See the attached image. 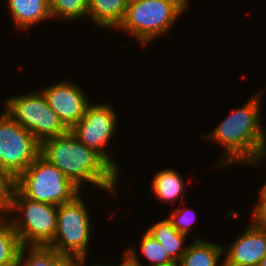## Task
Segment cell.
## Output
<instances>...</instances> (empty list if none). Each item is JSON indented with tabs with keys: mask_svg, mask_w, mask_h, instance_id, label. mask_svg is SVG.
<instances>
[{
	"mask_svg": "<svg viewBox=\"0 0 266 266\" xmlns=\"http://www.w3.org/2000/svg\"><path fill=\"white\" fill-rule=\"evenodd\" d=\"M86 258H82V259H80V266H84L85 265V263L87 262V259L85 260ZM94 266H106V265H99V264H93ZM92 265V266H93ZM110 266V265H109Z\"/></svg>",
	"mask_w": 266,
	"mask_h": 266,
	"instance_id": "484cf974",
	"label": "cell"
},
{
	"mask_svg": "<svg viewBox=\"0 0 266 266\" xmlns=\"http://www.w3.org/2000/svg\"><path fill=\"white\" fill-rule=\"evenodd\" d=\"M25 252H29L27 256ZM16 266H80V259L62 256L49 247L23 246Z\"/></svg>",
	"mask_w": 266,
	"mask_h": 266,
	"instance_id": "9a60e30c",
	"label": "cell"
},
{
	"mask_svg": "<svg viewBox=\"0 0 266 266\" xmlns=\"http://www.w3.org/2000/svg\"><path fill=\"white\" fill-rule=\"evenodd\" d=\"M151 185L158 200L171 202L172 205L176 204L175 201L184 195L185 185L182 176L170 168L162 169L156 173Z\"/></svg>",
	"mask_w": 266,
	"mask_h": 266,
	"instance_id": "e0dca14e",
	"label": "cell"
},
{
	"mask_svg": "<svg viewBox=\"0 0 266 266\" xmlns=\"http://www.w3.org/2000/svg\"><path fill=\"white\" fill-rule=\"evenodd\" d=\"M15 190L16 177L0 169V219L10 218Z\"/></svg>",
	"mask_w": 266,
	"mask_h": 266,
	"instance_id": "44dd1931",
	"label": "cell"
},
{
	"mask_svg": "<svg viewBox=\"0 0 266 266\" xmlns=\"http://www.w3.org/2000/svg\"><path fill=\"white\" fill-rule=\"evenodd\" d=\"M4 103V111L40 143L69 131L48 105L41 90L10 97Z\"/></svg>",
	"mask_w": 266,
	"mask_h": 266,
	"instance_id": "52a82bcc",
	"label": "cell"
},
{
	"mask_svg": "<svg viewBox=\"0 0 266 266\" xmlns=\"http://www.w3.org/2000/svg\"><path fill=\"white\" fill-rule=\"evenodd\" d=\"M259 266H266V255L261 259Z\"/></svg>",
	"mask_w": 266,
	"mask_h": 266,
	"instance_id": "4316f807",
	"label": "cell"
},
{
	"mask_svg": "<svg viewBox=\"0 0 266 266\" xmlns=\"http://www.w3.org/2000/svg\"><path fill=\"white\" fill-rule=\"evenodd\" d=\"M48 105L70 130L85 114L91 104L84 90L71 81H61L43 88Z\"/></svg>",
	"mask_w": 266,
	"mask_h": 266,
	"instance_id": "30bf717a",
	"label": "cell"
},
{
	"mask_svg": "<svg viewBox=\"0 0 266 266\" xmlns=\"http://www.w3.org/2000/svg\"><path fill=\"white\" fill-rule=\"evenodd\" d=\"M226 248L225 245L196 238L193 244L187 246L177 264L178 266H219V260ZM220 266H223V260Z\"/></svg>",
	"mask_w": 266,
	"mask_h": 266,
	"instance_id": "5bb4252c",
	"label": "cell"
},
{
	"mask_svg": "<svg viewBox=\"0 0 266 266\" xmlns=\"http://www.w3.org/2000/svg\"><path fill=\"white\" fill-rule=\"evenodd\" d=\"M128 3V0H88L87 17L103 30H117L125 17Z\"/></svg>",
	"mask_w": 266,
	"mask_h": 266,
	"instance_id": "4fadbf2b",
	"label": "cell"
},
{
	"mask_svg": "<svg viewBox=\"0 0 266 266\" xmlns=\"http://www.w3.org/2000/svg\"><path fill=\"white\" fill-rule=\"evenodd\" d=\"M23 245L9 219H0V266H16Z\"/></svg>",
	"mask_w": 266,
	"mask_h": 266,
	"instance_id": "ac0fdd59",
	"label": "cell"
},
{
	"mask_svg": "<svg viewBox=\"0 0 266 266\" xmlns=\"http://www.w3.org/2000/svg\"><path fill=\"white\" fill-rule=\"evenodd\" d=\"M256 217L266 226V206L256 215Z\"/></svg>",
	"mask_w": 266,
	"mask_h": 266,
	"instance_id": "d4e9b609",
	"label": "cell"
},
{
	"mask_svg": "<svg viewBox=\"0 0 266 266\" xmlns=\"http://www.w3.org/2000/svg\"><path fill=\"white\" fill-rule=\"evenodd\" d=\"M135 249H132L131 247L128 249H125V252H123V259L119 266H144L142 264V261L140 262V258L136 254Z\"/></svg>",
	"mask_w": 266,
	"mask_h": 266,
	"instance_id": "603a6c76",
	"label": "cell"
},
{
	"mask_svg": "<svg viewBox=\"0 0 266 266\" xmlns=\"http://www.w3.org/2000/svg\"><path fill=\"white\" fill-rule=\"evenodd\" d=\"M140 252L150 262L149 266L175 263L167 251L151 234L145 231L140 244ZM148 266V265H147Z\"/></svg>",
	"mask_w": 266,
	"mask_h": 266,
	"instance_id": "ffe728a7",
	"label": "cell"
},
{
	"mask_svg": "<svg viewBox=\"0 0 266 266\" xmlns=\"http://www.w3.org/2000/svg\"><path fill=\"white\" fill-rule=\"evenodd\" d=\"M158 266H178V264L177 263H169V264H161Z\"/></svg>",
	"mask_w": 266,
	"mask_h": 266,
	"instance_id": "83f0119b",
	"label": "cell"
},
{
	"mask_svg": "<svg viewBox=\"0 0 266 266\" xmlns=\"http://www.w3.org/2000/svg\"><path fill=\"white\" fill-rule=\"evenodd\" d=\"M16 27L23 30L52 19L49 0H7Z\"/></svg>",
	"mask_w": 266,
	"mask_h": 266,
	"instance_id": "7c38bea8",
	"label": "cell"
},
{
	"mask_svg": "<svg viewBox=\"0 0 266 266\" xmlns=\"http://www.w3.org/2000/svg\"><path fill=\"white\" fill-rule=\"evenodd\" d=\"M188 5V0L129 1L125 17L117 29L130 34L145 46L168 33Z\"/></svg>",
	"mask_w": 266,
	"mask_h": 266,
	"instance_id": "3957f363",
	"label": "cell"
},
{
	"mask_svg": "<svg viewBox=\"0 0 266 266\" xmlns=\"http://www.w3.org/2000/svg\"><path fill=\"white\" fill-rule=\"evenodd\" d=\"M40 155V142L6 111L0 114V169L16 178Z\"/></svg>",
	"mask_w": 266,
	"mask_h": 266,
	"instance_id": "ba28073f",
	"label": "cell"
},
{
	"mask_svg": "<svg viewBox=\"0 0 266 266\" xmlns=\"http://www.w3.org/2000/svg\"><path fill=\"white\" fill-rule=\"evenodd\" d=\"M258 203L254 205L252 216H256L266 206V182L259 190Z\"/></svg>",
	"mask_w": 266,
	"mask_h": 266,
	"instance_id": "cb8c5ba5",
	"label": "cell"
},
{
	"mask_svg": "<svg viewBox=\"0 0 266 266\" xmlns=\"http://www.w3.org/2000/svg\"><path fill=\"white\" fill-rule=\"evenodd\" d=\"M16 189L28 199L55 206L68 203L81 193L79 187L41 155L16 178Z\"/></svg>",
	"mask_w": 266,
	"mask_h": 266,
	"instance_id": "277c9868",
	"label": "cell"
},
{
	"mask_svg": "<svg viewBox=\"0 0 266 266\" xmlns=\"http://www.w3.org/2000/svg\"><path fill=\"white\" fill-rule=\"evenodd\" d=\"M263 93L253 94L243 107L234 109L203 139L214 141L223 147L224 155L217 165H258L266 160V131L261 121Z\"/></svg>",
	"mask_w": 266,
	"mask_h": 266,
	"instance_id": "6da1fadb",
	"label": "cell"
},
{
	"mask_svg": "<svg viewBox=\"0 0 266 266\" xmlns=\"http://www.w3.org/2000/svg\"><path fill=\"white\" fill-rule=\"evenodd\" d=\"M147 232L163 245L164 249L175 263L180 261L187 248V245L185 247L187 235L179 233L172 226L168 218H164L153 224L149 227Z\"/></svg>",
	"mask_w": 266,
	"mask_h": 266,
	"instance_id": "2e32d148",
	"label": "cell"
},
{
	"mask_svg": "<svg viewBox=\"0 0 266 266\" xmlns=\"http://www.w3.org/2000/svg\"><path fill=\"white\" fill-rule=\"evenodd\" d=\"M81 194L74 200L57 206V228L47 246L62 256L86 258L90 244L91 221Z\"/></svg>",
	"mask_w": 266,
	"mask_h": 266,
	"instance_id": "8992f818",
	"label": "cell"
},
{
	"mask_svg": "<svg viewBox=\"0 0 266 266\" xmlns=\"http://www.w3.org/2000/svg\"><path fill=\"white\" fill-rule=\"evenodd\" d=\"M21 213L16 217L15 212ZM8 218L23 246L47 247L54 239L57 228V206L24 197L17 189ZM22 216V217H20Z\"/></svg>",
	"mask_w": 266,
	"mask_h": 266,
	"instance_id": "5b68a950",
	"label": "cell"
},
{
	"mask_svg": "<svg viewBox=\"0 0 266 266\" xmlns=\"http://www.w3.org/2000/svg\"><path fill=\"white\" fill-rule=\"evenodd\" d=\"M40 155L80 189L86 182L117 195L120 174L99 153L82 144L70 130L41 142Z\"/></svg>",
	"mask_w": 266,
	"mask_h": 266,
	"instance_id": "7a4b0ae2",
	"label": "cell"
},
{
	"mask_svg": "<svg viewBox=\"0 0 266 266\" xmlns=\"http://www.w3.org/2000/svg\"><path fill=\"white\" fill-rule=\"evenodd\" d=\"M117 120V113L111 104H90L70 131L82 144L99 153L119 173L118 164L105 149L115 135Z\"/></svg>",
	"mask_w": 266,
	"mask_h": 266,
	"instance_id": "9c48e42d",
	"label": "cell"
},
{
	"mask_svg": "<svg viewBox=\"0 0 266 266\" xmlns=\"http://www.w3.org/2000/svg\"><path fill=\"white\" fill-rule=\"evenodd\" d=\"M52 18L76 21L87 18L88 0H49Z\"/></svg>",
	"mask_w": 266,
	"mask_h": 266,
	"instance_id": "d6986e66",
	"label": "cell"
},
{
	"mask_svg": "<svg viewBox=\"0 0 266 266\" xmlns=\"http://www.w3.org/2000/svg\"><path fill=\"white\" fill-rule=\"evenodd\" d=\"M252 221L223 252V266H259L266 255V226L256 216Z\"/></svg>",
	"mask_w": 266,
	"mask_h": 266,
	"instance_id": "8fae6325",
	"label": "cell"
},
{
	"mask_svg": "<svg viewBox=\"0 0 266 266\" xmlns=\"http://www.w3.org/2000/svg\"><path fill=\"white\" fill-rule=\"evenodd\" d=\"M167 217L171 222L172 226L179 232L188 236L190 232V227L194 224L196 220V212L191 208L188 209L183 206V208L172 209V212Z\"/></svg>",
	"mask_w": 266,
	"mask_h": 266,
	"instance_id": "7402d4cb",
	"label": "cell"
}]
</instances>
